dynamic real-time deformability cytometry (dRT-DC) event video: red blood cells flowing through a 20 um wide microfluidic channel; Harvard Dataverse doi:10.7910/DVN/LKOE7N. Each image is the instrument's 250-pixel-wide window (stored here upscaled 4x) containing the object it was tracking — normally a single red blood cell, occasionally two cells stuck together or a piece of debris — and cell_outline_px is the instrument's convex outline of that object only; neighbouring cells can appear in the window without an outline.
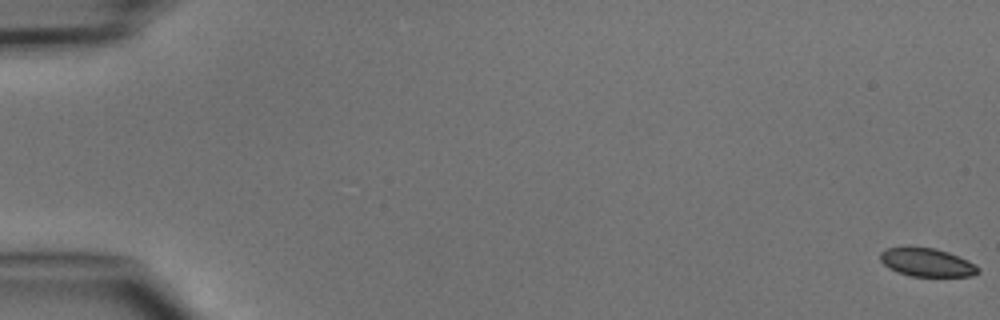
{"species": "common noctule bat (a hibernating species)", "species_latin": "Nyctalus noctula", "temperature_condition": "cold", "stored_images_in_passage": 6, "camera_frame_rate_fps": 3000, "um_per_image_px": 0.085, "animal": {"sex": "male", "body_mass_g": 15.6}, "frame": {"image": 1, "passage_image": 1, "time_ms": 0.0, "image_size_px": [1000, 320], "cell_outline_px": [[980, 272], [972, 276], [912, 276], [896, 272], [888, 268], [880, 260], [880, 252], [884, 248], [908, 244], [936, 248], [948, 252], [968, 260], [980, 268]], "centroid_in_image_um": [78.72, 22.26], "position_along_channel_um": 6.3, "area_um2": 16.82}}
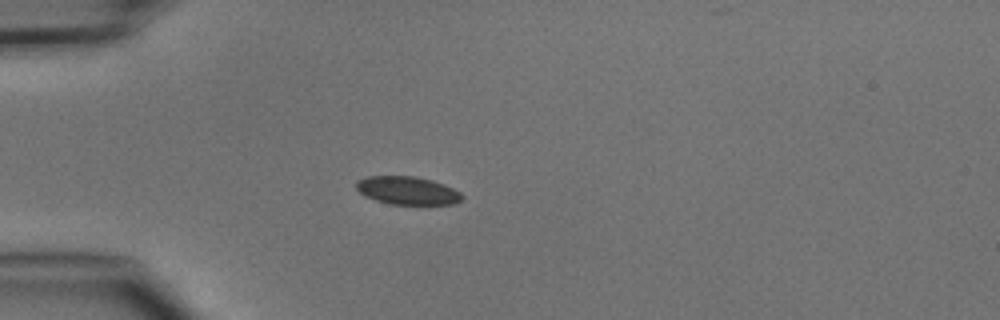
{"frame": {"image": 2, "passage_image": 5, "time_ms": 4.667, "image_size_px": [1000, 320], "cell_outline_px": [[464, 196], [460, 200], [452, 204], [388, 204], [364, 196], [356, 188], [356, 180], [368, 176], [416, 176], [432, 180], [444, 184], [460, 192]], "centroid_in_image_um": [34.61, 16.19], "position_along_channel_um": 50.4, "area_um2": 17.34}}